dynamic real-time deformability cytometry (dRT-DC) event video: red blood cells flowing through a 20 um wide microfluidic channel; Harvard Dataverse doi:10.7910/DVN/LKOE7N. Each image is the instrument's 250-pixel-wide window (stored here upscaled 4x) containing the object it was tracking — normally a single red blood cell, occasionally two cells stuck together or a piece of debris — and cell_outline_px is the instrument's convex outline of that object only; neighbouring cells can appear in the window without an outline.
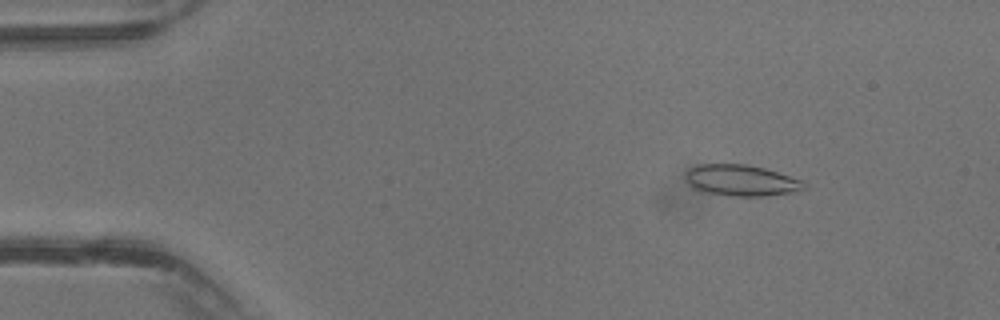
{"species": "common noctule bat (a hibernating species)", "species_latin": "Nyctalus noctula", "temperature_condition": "warm", "stored_images_in_passage": 40, "camera_frame_rate_fps": 3000, "um_per_image_px": 0.085, "animal": {"sex": "male", "body_mass_g": 13.3}, "frame": {"image": 1, "passage_image": 6, "time_ms": 1.667, "image_size_px": [1000, 320], "cell_outline_px": [[808, 188], [792, 192], [764, 196], [732, 196], [704, 192], [692, 188], [684, 176], [684, 172], [688, 168], [696, 164], [744, 164], [764, 168], [804, 180], [808, 184]], "centroid_in_image_um": [63.0, 15.33], "position_along_channel_um": 22.0, "area_um2": 21.85}}
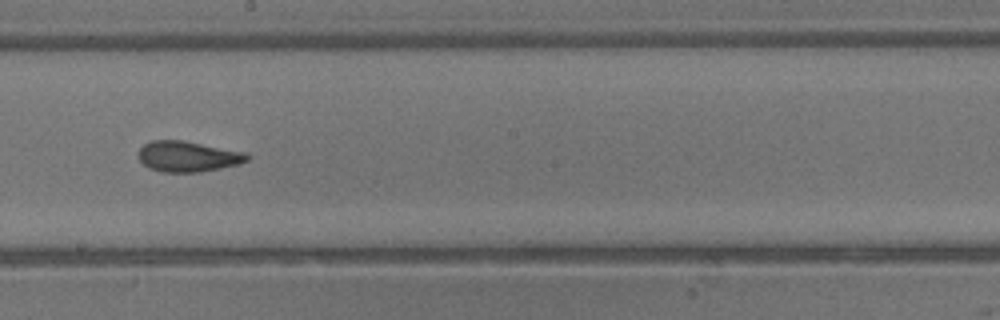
{"frame": {"image": 2, "passage_image": 23, "time_ms": 7.333, "image_size_px": [1000, 320], "cell_outline_px": [[252, 156], [248, 160], [240, 164], [200, 172], [164, 172], [148, 168], [140, 160], [140, 148], [144, 144], [152, 140], [184, 140], [248, 152]], "centroid_in_image_um": [16.04, 13.29], "position_along_channel_um": 232.2, "area_um2": 19.59}}
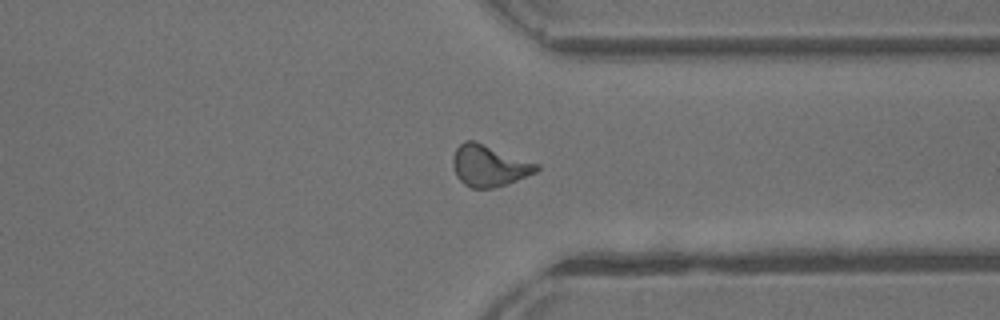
{"frame": {"image": 3, "passage_image": 31, "time_ms": 10.0, "image_size_px": [1000, 320], "cell_outline_px": [[540, 168], [536, 172], [516, 180], [492, 188], [472, 188], [464, 184], [456, 176], [452, 164], [452, 156], [456, 148], [464, 140], [472, 140], [540, 164]], "centroid_in_image_um": [41.55, 14.08], "position_along_channel_um": 369.9, "area_um2": 20.0}}